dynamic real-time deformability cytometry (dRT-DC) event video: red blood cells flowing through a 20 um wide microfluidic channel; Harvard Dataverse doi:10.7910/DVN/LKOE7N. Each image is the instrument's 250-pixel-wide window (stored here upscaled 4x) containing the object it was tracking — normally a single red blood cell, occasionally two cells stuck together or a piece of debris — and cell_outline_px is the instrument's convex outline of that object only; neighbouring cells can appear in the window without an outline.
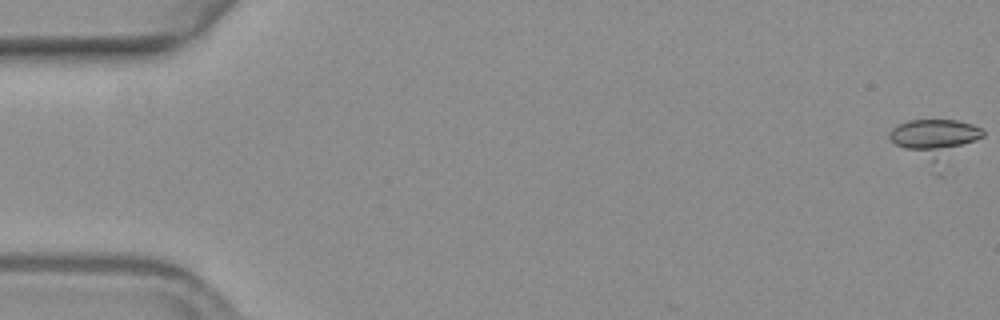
{"species": "common noctule bat (a hibernating species)", "species_latin": "Nyctalus noctula", "temperature_condition": "warm", "stored_images_in_passage": 9, "camera_frame_rate_fps": 3000, "um_per_image_px": 0.085, "animal": {"sex": "female", "body_mass_g": 19.3, "forearm_length_mm": 54.1}, "frame": {"image": 1, "passage_image": 1, "time_ms": 0.0, "image_size_px": [1000, 320], "cell_outline_px": [[984, 136], [940, 176], [936, 176], [896, 144], [888, 136], [888, 132], [896, 124], [908, 120], [956, 120], [972, 124], [984, 128]], "centroid_in_image_um": [79.56, 12.02], "position_along_channel_um": 5.4, "area_um2": 24.39}}